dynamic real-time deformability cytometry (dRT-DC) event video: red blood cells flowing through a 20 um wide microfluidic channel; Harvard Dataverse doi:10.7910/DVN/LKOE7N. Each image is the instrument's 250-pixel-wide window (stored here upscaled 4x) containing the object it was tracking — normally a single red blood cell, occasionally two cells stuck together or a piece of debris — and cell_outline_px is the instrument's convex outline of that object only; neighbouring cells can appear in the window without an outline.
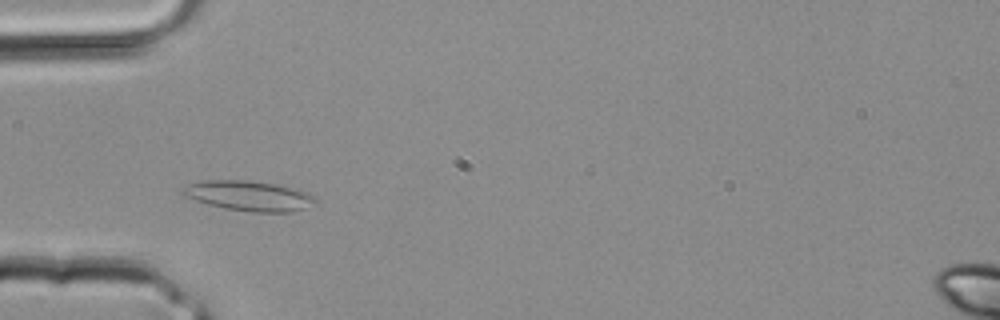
{"species": "common noctule bat (a hibernating species)", "species_latin": "Nyctalus noctula", "temperature_condition": "room temperature", "stored_images_in_passage": 2, "camera_frame_rate_fps": 3000, "um_per_image_px": 0.085, "animal": {"sex": "male", "body_mass_g": 20.4}, "frame": {"image": 1, "passage_image": 2, "time_ms": 0.333, "image_size_px": [1000, 320], "cell_outline_px": [[316, 204], [292, 212], [252, 212], [224, 208], [208, 204], [184, 196], [180, 192], [180, 188], [188, 184], [204, 180], [244, 180], [300, 188], [316, 196]], "centroid_in_image_um": [21.19, 16.64], "position_along_channel_um": 63.8, "area_um2": 23.47}}